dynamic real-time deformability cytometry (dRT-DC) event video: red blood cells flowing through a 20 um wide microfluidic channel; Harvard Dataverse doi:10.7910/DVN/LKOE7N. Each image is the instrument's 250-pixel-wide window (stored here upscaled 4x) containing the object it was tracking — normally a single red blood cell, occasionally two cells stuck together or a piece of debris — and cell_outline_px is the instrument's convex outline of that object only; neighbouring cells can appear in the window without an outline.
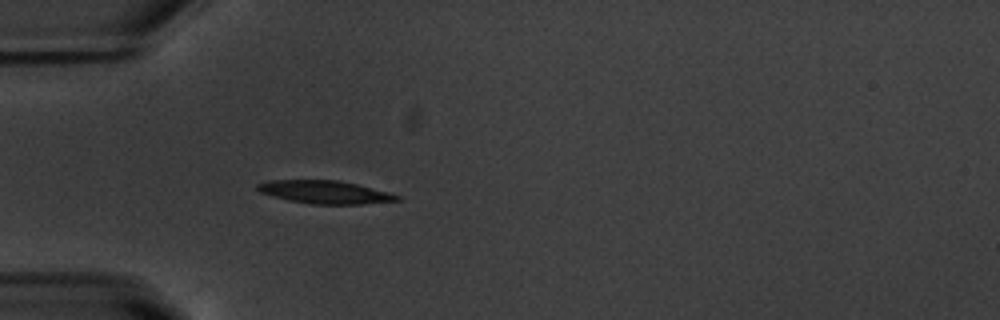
{"species": "common noctule bat (a hibernating species)", "species_latin": "Nyctalus noctula", "temperature_condition": "warm", "stored_images_in_passage": 38, "camera_frame_rate_fps": 3000, "um_per_image_px": 0.085, "animal": {"sex": "male", "body_mass_g": 20.1, "forearm_length_mm": 53.5}, "frame": {"image": 1, "passage_image": 1, "time_ms": 0.0, "image_size_px": [1000, 320], "cell_outline_px": [[400, 200], [360, 204], [312, 204], [288, 200], [260, 192], [256, 188], [256, 184], [268, 180], [340, 180], [388, 192], [400, 196]], "centroid_in_image_um": [27.59, 16.32], "position_along_channel_um": 57.4, "area_um2": 18.55}}
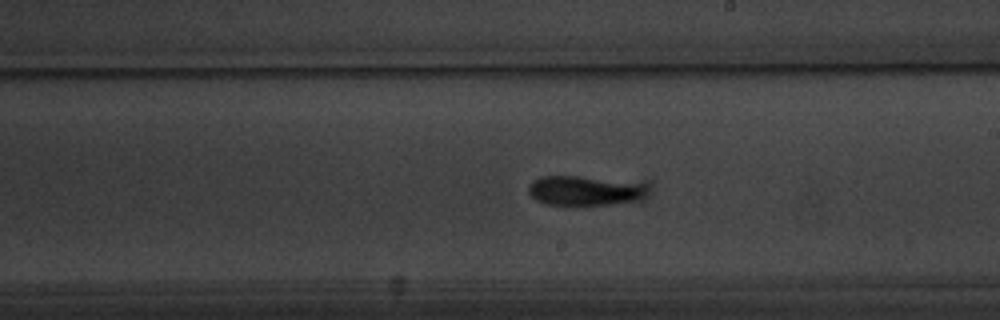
{"frame": {"image": 2, "passage_image": 16, "time_ms": 5.0, "image_size_px": [1000, 320], "cell_outline_px": [[644, 192], [640, 196], [632, 200], [612, 204], [568, 208], [544, 204], [536, 200], [528, 192], [528, 188], [532, 180], [540, 176], [580, 176], [632, 184], [644, 188]], "centroid_in_image_um": [49.41, 16.27], "position_along_channel_um": 239.6, "area_um2": 20.23}}
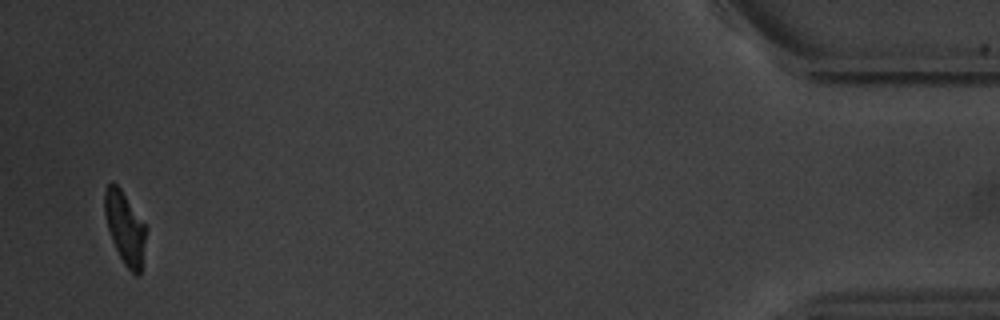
{"frame": {"image": 3, "passage_image": 37, "time_ms": 12.0, "image_size_px": [1000, 320], "cell_outline_px": [[148, 228], [140, 272], [136, 276], [124, 264], [112, 240], [108, 228], [104, 212], [104, 192], [108, 184], [112, 180], [120, 188]], "centroid_in_image_um": [10.63, 19.34], "position_along_channel_um": 424.6, "area_um2": 17.34}, "authors_computed_cell_mechanics": {"area_um2": 18.9873, "velocity_mm_per_s": 3.7687, "shape_relaxation_time_tau1_ms": 3.1423, "shape_relaxation_time_tau2_ms": 2.4347, "deformation_change_tau1": 0.1842, "deformation_change_tau2": 0.0871}}